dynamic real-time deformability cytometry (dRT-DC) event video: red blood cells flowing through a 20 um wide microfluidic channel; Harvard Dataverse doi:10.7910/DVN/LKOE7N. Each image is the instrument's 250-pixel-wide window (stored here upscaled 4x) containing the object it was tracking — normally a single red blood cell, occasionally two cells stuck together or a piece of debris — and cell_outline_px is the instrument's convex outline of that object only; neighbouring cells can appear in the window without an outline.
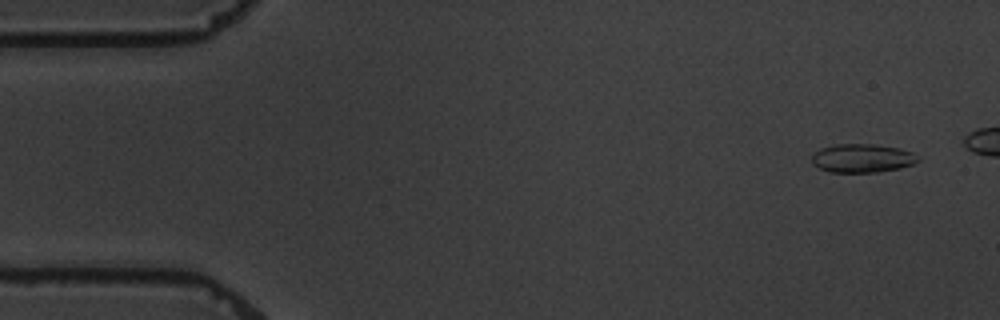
{"species": "common noctule bat (a hibernating species)", "species_latin": "Nyctalus noctula", "temperature_condition": "warm", "stored_images_in_passage": 7, "camera_frame_rate_fps": 3000, "um_per_image_px": 0.085, "animal": {"sex": "male", "body_mass_g": 19.5, "forearm_length_mm": 54.6}, "frame": {"image": 1, "passage_image": 1, "time_ms": 0.0, "image_size_px": [1000, 320], "cell_outline_px": [[920, 160], [912, 164], [900, 168], [876, 172], [832, 172], [820, 168], [812, 164], [812, 156], [820, 148], [836, 144], [872, 144], [900, 148], [912, 152]], "centroid_in_image_um": [73.28, 13.44], "position_along_channel_um": 11.7, "area_um2": 17.57}}
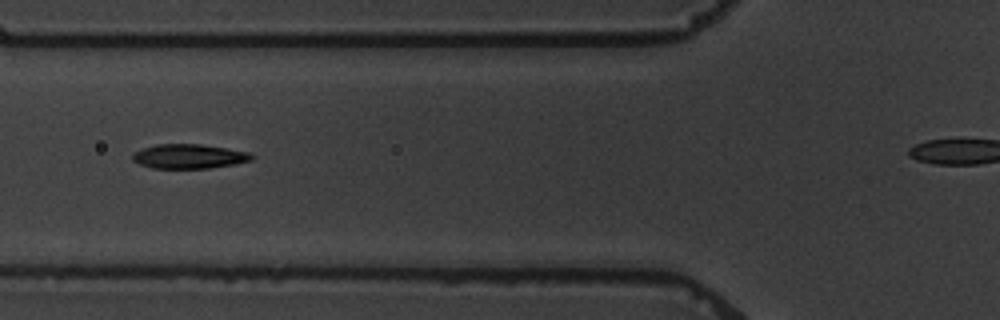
{"frame": {"image": 2, "passage_image": 6, "time_ms": 6.0, "image_size_px": [1000, 320], "cell_outline_px": [[252, 160], [236, 164], [208, 168], [152, 168], [140, 164], [132, 160], [132, 152], [156, 144], [200, 144], [248, 152], [252, 156]], "centroid_in_image_um": [16.02, 13.29], "position_along_channel_um": 109.8, "area_um2": 16.82}}
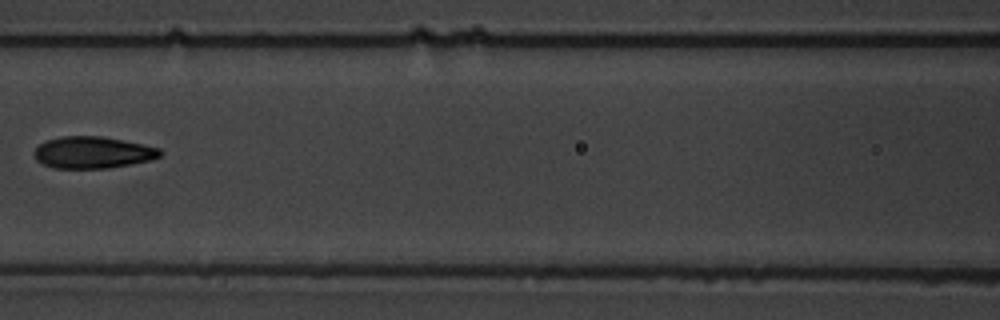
{"frame": {"image": 3, "passage_image": 7, "time_ms": 10.667, "image_size_px": [1000, 320], "cell_outline_px": [[164, 152], [160, 156], [148, 160], [108, 168], [52, 168], [36, 160], [36, 148], [40, 144], [48, 140], [64, 136], [100, 136], [124, 140], [144, 144], [160, 148]], "centroid_in_image_um": [7.91, 12.95], "position_along_channel_um": 158.7, "area_um2": 23.06}}